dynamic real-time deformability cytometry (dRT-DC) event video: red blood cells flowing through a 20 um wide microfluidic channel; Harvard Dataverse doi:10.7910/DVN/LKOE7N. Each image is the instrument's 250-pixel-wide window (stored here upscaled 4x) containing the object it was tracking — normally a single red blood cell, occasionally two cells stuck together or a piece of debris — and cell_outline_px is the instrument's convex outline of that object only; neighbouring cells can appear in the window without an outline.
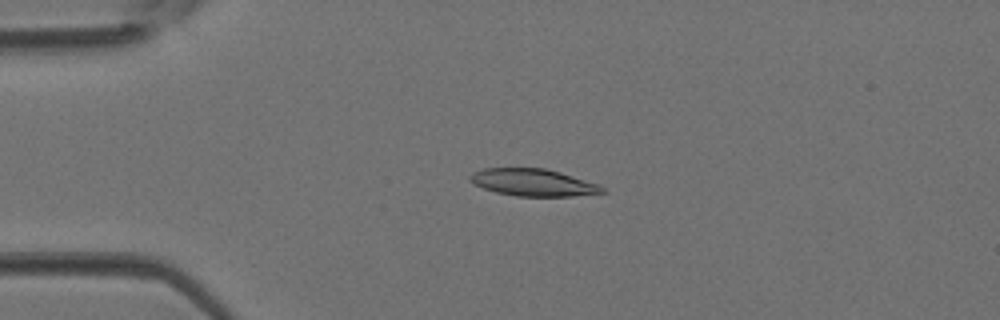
{"species": "Egyptian fruit bat (a non-hibernating species)", "species_latin": "Rousettus aegyptiacus", "temperature_condition": "room temperature", "stored_images_in_passage": 42, "camera_frame_rate_fps": 3000, "um_per_image_px": 0.085, "animal": {"sex": "female"}, "frame": {"image": 1, "passage_image": 10, "time_ms": 3.0, "image_size_px": [1000, 320], "cell_outline_px": [[608, 192], [572, 196], [516, 196], [496, 192], [484, 188], [468, 180], [468, 176], [472, 172], [484, 168], [544, 168], [560, 172], [600, 184]], "centroid_in_image_um": [45.33, 15.51], "position_along_channel_um": 39.7, "area_um2": 20.98}}
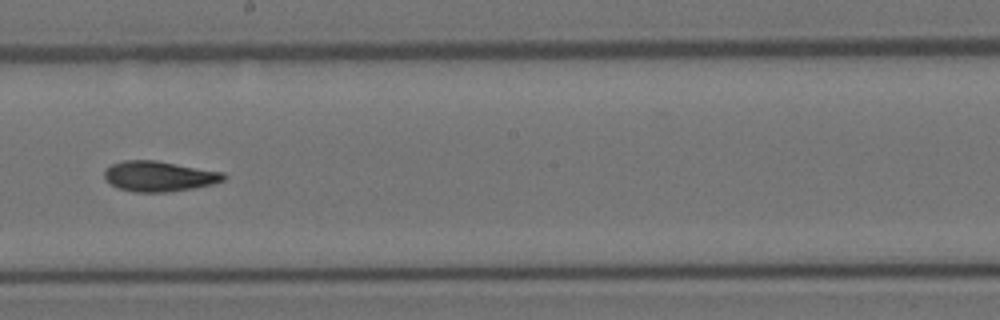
{"frame": {"image": 2, "passage_image": 24, "time_ms": 7.667, "image_size_px": [1000, 320], "cell_outline_px": [[228, 176], [224, 180], [212, 184], [192, 188], [168, 192], [136, 192], [116, 188], [104, 176], [104, 168], [112, 164], [124, 160], [156, 160], [224, 172]], "centroid_in_image_um": [13.53, 14.97], "position_along_channel_um": 234.7, "area_um2": 21.15}}
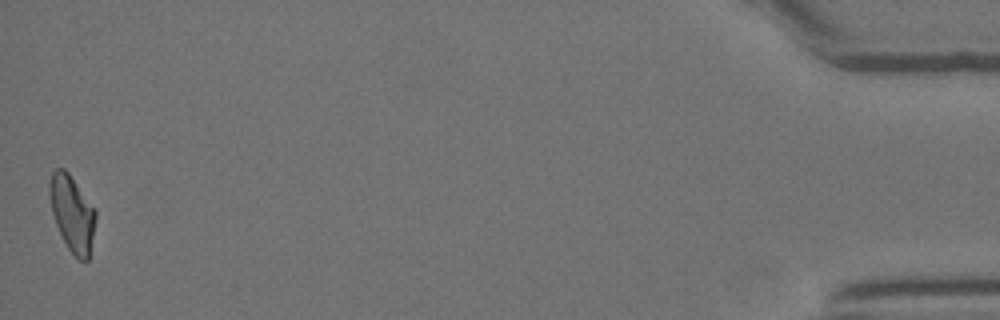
{"frame": {"image": 3, "passage_image": 42, "time_ms": 13.667, "image_size_px": [1000, 320], "cell_outline_px": [[96, 216], [88, 260], [80, 260], [68, 248], [56, 224], [52, 212], [48, 192], [48, 184], [52, 172], [56, 168], [64, 168], [68, 172], [96, 212]], "centroid_in_image_um": [6.1, 18.1], "position_along_channel_um": 429.1, "area_um2": 19.88}}